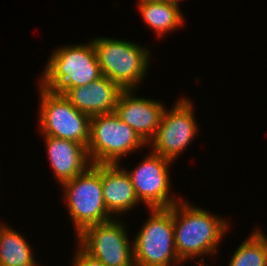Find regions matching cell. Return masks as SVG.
Here are the masks:
<instances>
[{"mask_svg":"<svg viewBox=\"0 0 267 266\" xmlns=\"http://www.w3.org/2000/svg\"><path fill=\"white\" fill-rule=\"evenodd\" d=\"M72 266H105L100 261L90 257L78 245L75 248Z\"/></svg>","mask_w":267,"mask_h":266,"instance_id":"cell-18","label":"cell"},{"mask_svg":"<svg viewBox=\"0 0 267 266\" xmlns=\"http://www.w3.org/2000/svg\"><path fill=\"white\" fill-rule=\"evenodd\" d=\"M1 223V222H0ZM6 225V223L5 224H0V231L2 230V228L4 227Z\"/></svg>","mask_w":267,"mask_h":266,"instance_id":"cell-22","label":"cell"},{"mask_svg":"<svg viewBox=\"0 0 267 266\" xmlns=\"http://www.w3.org/2000/svg\"><path fill=\"white\" fill-rule=\"evenodd\" d=\"M197 266H207L205 262H203V260H198L197 261ZM194 266V265H193Z\"/></svg>","mask_w":267,"mask_h":266,"instance_id":"cell-20","label":"cell"},{"mask_svg":"<svg viewBox=\"0 0 267 266\" xmlns=\"http://www.w3.org/2000/svg\"><path fill=\"white\" fill-rule=\"evenodd\" d=\"M150 216L135 234V266H178L184 264L175 248L173 206L149 209Z\"/></svg>","mask_w":267,"mask_h":266,"instance_id":"cell-5","label":"cell"},{"mask_svg":"<svg viewBox=\"0 0 267 266\" xmlns=\"http://www.w3.org/2000/svg\"><path fill=\"white\" fill-rule=\"evenodd\" d=\"M55 182L60 185L84 172L92 163L81 143L43 135Z\"/></svg>","mask_w":267,"mask_h":266,"instance_id":"cell-12","label":"cell"},{"mask_svg":"<svg viewBox=\"0 0 267 266\" xmlns=\"http://www.w3.org/2000/svg\"><path fill=\"white\" fill-rule=\"evenodd\" d=\"M173 104L171 110L164 108L159 127L147 144L148 148L152 146V152L172 162L191 145L199 132L191 99L181 97Z\"/></svg>","mask_w":267,"mask_h":266,"instance_id":"cell-8","label":"cell"},{"mask_svg":"<svg viewBox=\"0 0 267 266\" xmlns=\"http://www.w3.org/2000/svg\"><path fill=\"white\" fill-rule=\"evenodd\" d=\"M18 232L7 224L0 231V266H39L32 245Z\"/></svg>","mask_w":267,"mask_h":266,"instance_id":"cell-16","label":"cell"},{"mask_svg":"<svg viewBox=\"0 0 267 266\" xmlns=\"http://www.w3.org/2000/svg\"><path fill=\"white\" fill-rule=\"evenodd\" d=\"M168 1H170L172 4H175V5H177L178 7H180V4H179L180 0H168ZM181 1H182V0H181Z\"/></svg>","mask_w":267,"mask_h":266,"instance_id":"cell-19","label":"cell"},{"mask_svg":"<svg viewBox=\"0 0 267 266\" xmlns=\"http://www.w3.org/2000/svg\"><path fill=\"white\" fill-rule=\"evenodd\" d=\"M121 218L90 225L77 235V245L105 266H135L133 241Z\"/></svg>","mask_w":267,"mask_h":266,"instance_id":"cell-9","label":"cell"},{"mask_svg":"<svg viewBox=\"0 0 267 266\" xmlns=\"http://www.w3.org/2000/svg\"><path fill=\"white\" fill-rule=\"evenodd\" d=\"M143 2H154V1H168V0H139Z\"/></svg>","mask_w":267,"mask_h":266,"instance_id":"cell-21","label":"cell"},{"mask_svg":"<svg viewBox=\"0 0 267 266\" xmlns=\"http://www.w3.org/2000/svg\"><path fill=\"white\" fill-rule=\"evenodd\" d=\"M195 206L183 198L173 205L175 248L183 263L200 256L198 260L206 261L204 255H216L219 244L230 229L225 217Z\"/></svg>","mask_w":267,"mask_h":266,"instance_id":"cell-1","label":"cell"},{"mask_svg":"<svg viewBox=\"0 0 267 266\" xmlns=\"http://www.w3.org/2000/svg\"><path fill=\"white\" fill-rule=\"evenodd\" d=\"M38 91L39 133L75 141L87 147L90 139L91 117L78 111L64 94L46 89L40 84Z\"/></svg>","mask_w":267,"mask_h":266,"instance_id":"cell-7","label":"cell"},{"mask_svg":"<svg viewBox=\"0 0 267 266\" xmlns=\"http://www.w3.org/2000/svg\"><path fill=\"white\" fill-rule=\"evenodd\" d=\"M138 11L155 35L164 37L166 33L174 32L185 24V18L178 7L170 1H154L137 3Z\"/></svg>","mask_w":267,"mask_h":266,"instance_id":"cell-15","label":"cell"},{"mask_svg":"<svg viewBox=\"0 0 267 266\" xmlns=\"http://www.w3.org/2000/svg\"><path fill=\"white\" fill-rule=\"evenodd\" d=\"M122 91L117 83L102 76L87 85L71 88L64 95L78 111L92 117L113 113Z\"/></svg>","mask_w":267,"mask_h":266,"instance_id":"cell-13","label":"cell"},{"mask_svg":"<svg viewBox=\"0 0 267 266\" xmlns=\"http://www.w3.org/2000/svg\"><path fill=\"white\" fill-rule=\"evenodd\" d=\"M103 199L107 211L119 217L140 205L132 180L120 164H101Z\"/></svg>","mask_w":267,"mask_h":266,"instance_id":"cell-14","label":"cell"},{"mask_svg":"<svg viewBox=\"0 0 267 266\" xmlns=\"http://www.w3.org/2000/svg\"><path fill=\"white\" fill-rule=\"evenodd\" d=\"M134 91L130 89L120 93L114 112L148 144L159 127L166 106L163 101L137 97Z\"/></svg>","mask_w":267,"mask_h":266,"instance_id":"cell-11","label":"cell"},{"mask_svg":"<svg viewBox=\"0 0 267 266\" xmlns=\"http://www.w3.org/2000/svg\"><path fill=\"white\" fill-rule=\"evenodd\" d=\"M61 187L76 236L90 225L114 218L104 204L101 164H91L75 178L61 184Z\"/></svg>","mask_w":267,"mask_h":266,"instance_id":"cell-4","label":"cell"},{"mask_svg":"<svg viewBox=\"0 0 267 266\" xmlns=\"http://www.w3.org/2000/svg\"><path fill=\"white\" fill-rule=\"evenodd\" d=\"M172 163L151 151L132 170L123 167L132 180L137 198L148 209L170 208L182 199L173 197V193L170 194L171 180L168 167Z\"/></svg>","mask_w":267,"mask_h":266,"instance_id":"cell-10","label":"cell"},{"mask_svg":"<svg viewBox=\"0 0 267 266\" xmlns=\"http://www.w3.org/2000/svg\"><path fill=\"white\" fill-rule=\"evenodd\" d=\"M145 146L147 144L115 112L91 117L87 152L92 164H120L123 156Z\"/></svg>","mask_w":267,"mask_h":266,"instance_id":"cell-6","label":"cell"},{"mask_svg":"<svg viewBox=\"0 0 267 266\" xmlns=\"http://www.w3.org/2000/svg\"><path fill=\"white\" fill-rule=\"evenodd\" d=\"M41 74L39 84L61 94L103 76L92 39L87 44L58 47L51 53Z\"/></svg>","mask_w":267,"mask_h":266,"instance_id":"cell-2","label":"cell"},{"mask_svg":"<svg viewBox=\"0 0 267 266\" xmlns=\"http://www.w3.org/2000/svg\"><path fill=\"white\" fill-rule=\"evenodd\" d=\"M228 266H267V235L260 228L251 232L233 252Z\"/></svg>","mask_w":267,"mask_h":266,"instance_id":"cell-17","label":"cell"},{"mask_svg":"<svg viewBox=\"0 0 267 266\" xmlns=\"http://www.w3.org/2000/svg\"><path fill=\"white\" fill-rule=\"evenodd\" d=\"M91 39L103 76L123 90H136L143 83L152 58L146 45L141 47L139 43L110 36Z\"/></svg>","mask_w":267,"mask_h":266,"instance_id":"cell-3","label":"cell"}]
</instances>
